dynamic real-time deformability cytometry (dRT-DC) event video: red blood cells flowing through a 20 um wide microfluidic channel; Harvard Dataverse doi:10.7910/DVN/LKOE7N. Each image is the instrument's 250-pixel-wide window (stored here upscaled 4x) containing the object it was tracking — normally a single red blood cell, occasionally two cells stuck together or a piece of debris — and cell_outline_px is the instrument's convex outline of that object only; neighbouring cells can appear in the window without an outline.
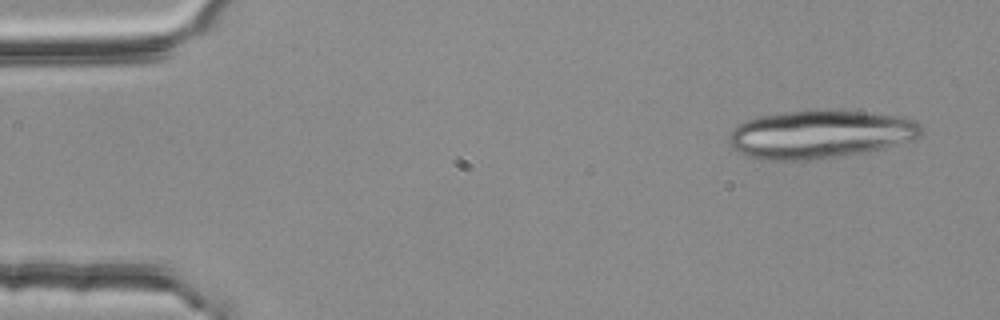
{"species": "common noctule bat (a hibernating species)", "species_latin": "Nyctalus noctula", "temperature_condition": "room temperature", "stored_images_in_passage": 3, "camera_frame_rate_fps": 3000, "um_per_image_px": 0.085, "animal": {"sex": "female", "body_mass_g": 25.1}, "frame": {"image": 1, "passage_image": 1, "time_ms": 0.0, "image_size_px": [1000, 320], "cell_outline_px": [[924, 136], [916, 140], [868, 152], [804, 160], [772, 160], [748, 156], [732, 148], [728, 144], [728, 136], [740, 124], [748, 120], [760, 116], [784, 112], [816, 108], [828, 108], [864, 112], [892, 116], [912, 120], [920, 124], [924, 128]], "centroid_in_image_um": [69.76, 11.39], "position_along_channel_um": 15.2, "area_um2": 54.39}}